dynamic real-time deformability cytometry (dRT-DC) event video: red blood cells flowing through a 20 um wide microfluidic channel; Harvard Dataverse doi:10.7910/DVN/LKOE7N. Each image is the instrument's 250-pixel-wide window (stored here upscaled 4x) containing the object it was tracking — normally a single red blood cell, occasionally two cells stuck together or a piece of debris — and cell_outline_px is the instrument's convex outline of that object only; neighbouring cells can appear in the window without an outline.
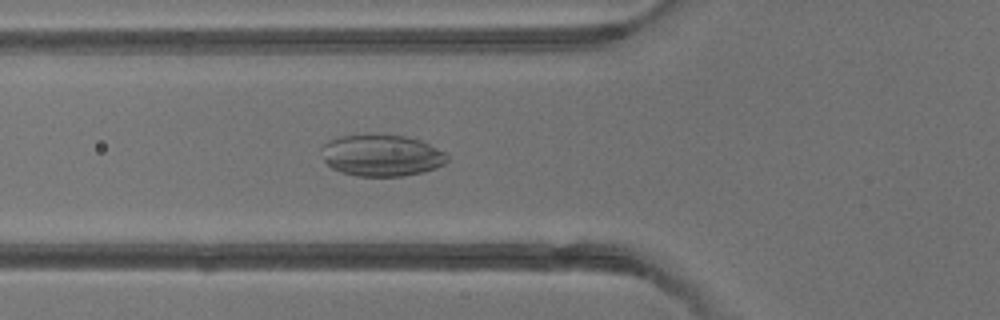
{"species": "common noctule bat (a hibernating species)", "species_latin": "Nyctalus noctula", "temperature_condition": "warm", "stored_images_in_passage": 6, "camera_frame_rate_fps": 3000, "um_per_image_px": 0.085, "animal": {"sex": "male", "body_mass_g": 13.3}, "frame": {"image": 1, "passage_image": 6, "time_ms": 6.667, "image_size_px": [1000, 320], "cell_outline_px": [[448, 160], [444, 164], [436, 168], [424, 172], [404, 176], [356, 176], [340, 172], [332, 168], [324, 160], [320, 148], [328, 140], [340, 136], [368, 132], [404, 136], [420, 140], [444, 152], [448, 156]], "centroid_in_image_um": [32.4, 13.18], "position_along_channel_um": 93.4, "area_um2": 31.1}}